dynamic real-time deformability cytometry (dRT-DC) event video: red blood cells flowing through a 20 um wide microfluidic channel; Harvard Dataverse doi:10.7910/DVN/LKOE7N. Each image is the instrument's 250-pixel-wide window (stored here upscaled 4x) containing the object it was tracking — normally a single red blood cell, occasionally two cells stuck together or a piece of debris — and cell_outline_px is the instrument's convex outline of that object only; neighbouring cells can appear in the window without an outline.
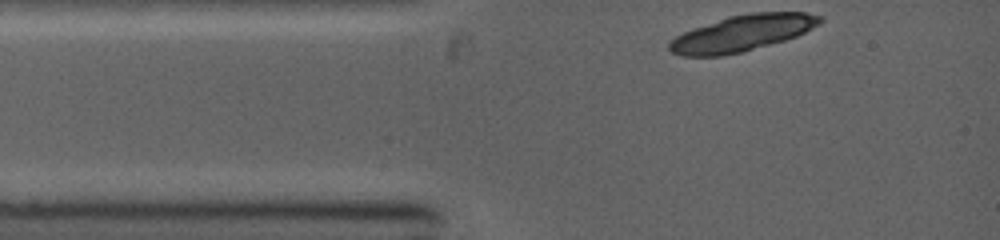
{"species": "common noctule bat (a hibernating species)", "species_latin": "Nyctalus noctula", "temperature_condition": "warm", "stored_images_in_passage": 2, "camera_frame_rate_fps": 5000, "um_per_image_px": 0.085, "animal": {"sex": "female", "body_mass_g": 19.0, "forearm_length_mm": 53.3}, "frame": {"image": 1, "passage_image": 1, "time_ms": 0.0, "image_size_px": [1000, 240], "cell_outline_px": [[824, 20], [820, 24], [796, 36], [784, 40], [740, 52], [724, 56], [680, 56], [672, 52], [668, 48], [668, 44], [676, 36], [692, 28], [728, 16], [748, 12], [804, 12], [824, 16]], "centroid_in_image_um": [63.09, 2.8], "position_along_channel_um": 21.9, "area_um2": 31.73}}